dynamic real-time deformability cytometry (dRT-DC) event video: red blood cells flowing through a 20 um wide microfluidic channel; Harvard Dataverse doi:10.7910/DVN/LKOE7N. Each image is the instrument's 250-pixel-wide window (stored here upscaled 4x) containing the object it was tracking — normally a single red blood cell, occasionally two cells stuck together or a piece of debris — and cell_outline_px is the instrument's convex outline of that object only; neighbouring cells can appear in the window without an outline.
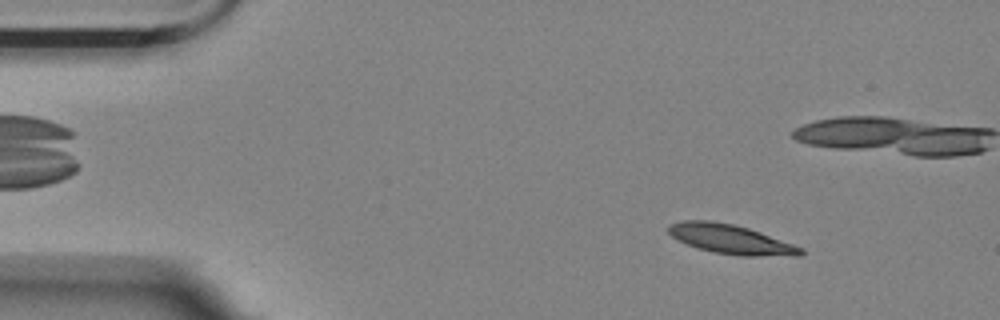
{"species": "Egyptian fruit bat (a non-hibernating species)", "species_latin": "Rousettus aegyptiacus", "temperature_condition": "room temperature", "stored_images_in_passage": 15, "camera_frame_rate_fps": 3000, "um_per_image_px": 0.085, "animal": {"sex": "female"}, "frame": {"image": 1, "passage_image": 1, "time_ms": 0.0, "image_size_px": [1000, 320], "cell_outline_px": [[804, 252], [800, 256], [740, 256], [712, 252], [696, 248], [676, 240], [668, 232], [668, 224], [684, 220], [708, 220], [732, 224], [748, 228], [760, 232], [804, 248]], "centroid_in_image_um": [62.1, 20.35], "position_along_channel_um": 22.9, "area_um2": 22.83}}
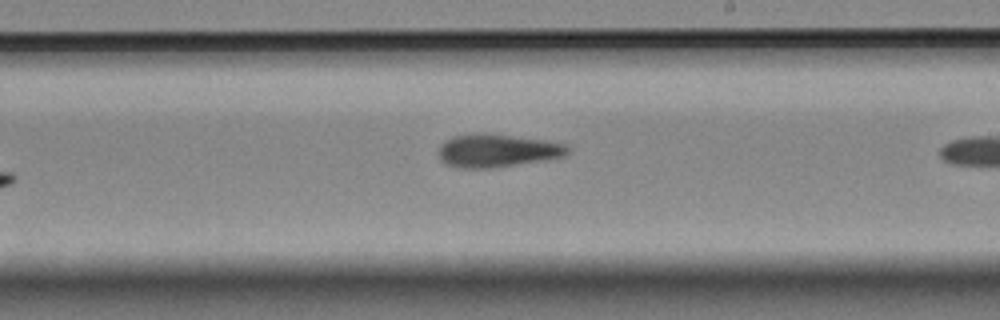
{"frame": {"image": 2, "passage_image": 9, "time_ms": 2.667, "image_size_px": [1000, 320], "cell_outline_px": [[568, 152], [564, 156], [548, 160], [492, 168], [456, 168], [440, 160], [440, 144], [444, 140], [452, 136], [476, 132], [484, 132], [544, 140], [568, 144]], "centroid_in_image_um": [42.26, 12.79], "position_along_channel_um": 246.7, "area_um2": 25.2}}
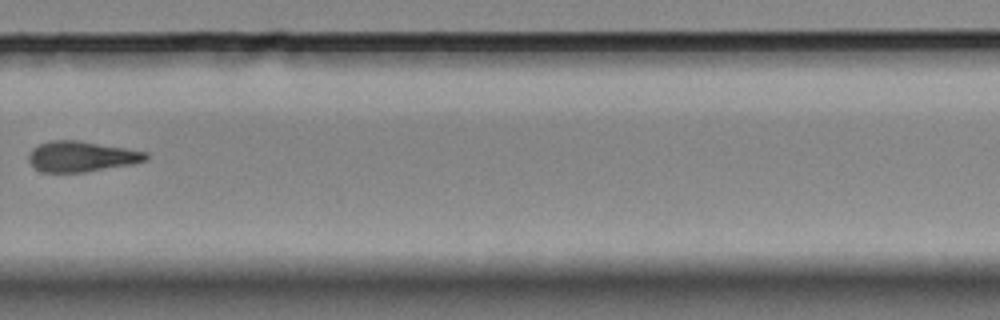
{"frame": {"image": 3, "passage_image": 11, "time_ms": 3.333, "image_size_px": [1000, 320], "cell_outline_px": [[148, 160], [136, 164], [84, 172], [44, 172], [36, 168], [28, 160], [28, 156], [32, 148], [36, 144], [48, 140], [80, 140], [148, 152]], "centroid_in_image_um": [6.94, 13.29], "position_along_channel_um": 322.9, "area_um2": 21.15}}